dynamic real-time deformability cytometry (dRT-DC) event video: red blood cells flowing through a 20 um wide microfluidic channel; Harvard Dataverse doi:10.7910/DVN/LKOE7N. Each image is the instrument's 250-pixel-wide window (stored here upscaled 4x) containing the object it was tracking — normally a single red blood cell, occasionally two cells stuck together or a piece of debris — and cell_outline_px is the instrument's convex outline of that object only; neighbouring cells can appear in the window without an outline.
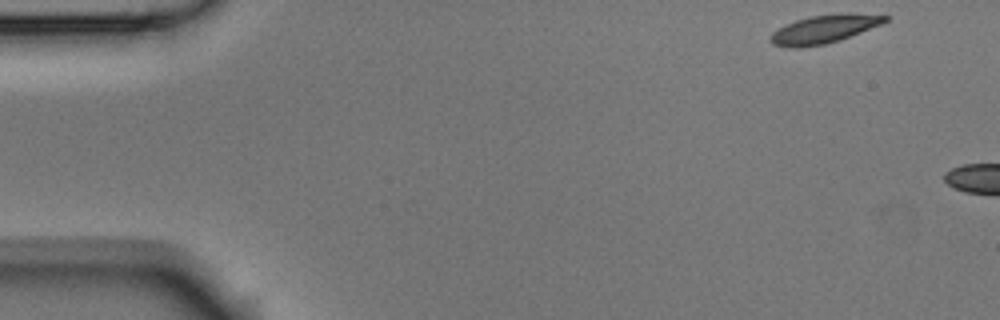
{"species": "Egyptian fruit bat (a non-hibernating species)", "species_latin": "Rousettus aegyptiacus", "temperature_condition": "room temperature", "stored_images_in_passage": 3, "camera_frame_rate_fps": 3000, "um_per_image_px": 0.085, "animal": {"sex": "male"}, "frame": {"image": 1, "passage_image": 1, "time_ms": 0.0, "image_size_px": [1000, 320], "cell_outline_px": [[892, 16], [888, 20], [880, 24], [840, 40], [824, 44], [800, 48], [788, 48], [772, 44], [768, 40], [768, 36], [772, 32], [796, 20], [812, 16], [840, 12], [848, 12]], "centroid_in_image_um": [70.03, 2.47], "position_along_channel_um": 15.0, "area_um2": 19.02}}